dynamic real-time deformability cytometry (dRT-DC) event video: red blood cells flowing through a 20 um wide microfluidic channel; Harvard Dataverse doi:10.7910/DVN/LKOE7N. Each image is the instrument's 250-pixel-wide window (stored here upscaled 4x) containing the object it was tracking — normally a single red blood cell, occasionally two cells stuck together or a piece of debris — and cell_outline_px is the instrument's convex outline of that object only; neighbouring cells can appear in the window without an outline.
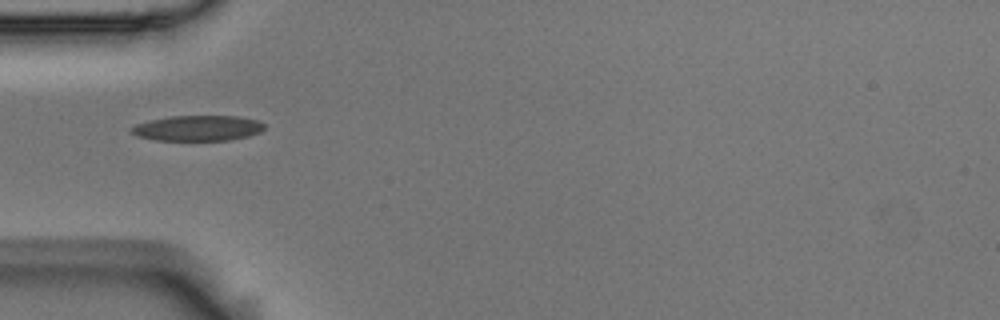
{"species": "Egyptian fruit bat (a non-hibernating species)", "species_latin": "Rousettus aegyptiacus", "temperature_condition": "room temperature", "stored_images_in_passage": 10, "camera_frame_rate_fps": 3000, "um_per_image_px": 0.085, "animal": {"sex": "male"}, "frame": {"image": 1, "passage_image": 5, "time_ms": 1.333, "image_size_px": [1000, 320], "cell_outline_px": [[264, 128], [260, 132], [248, 136], [228, 140], [156, 140], [136, 136], [132, 132], [132, 128], [136, 124], [168, 116], [236, 116], [256, 120], [264, 124]], "centroid_in_image_um": [16.81, 10.89], "position_along_channel_um": 68.2, "area_um2": 19.48}}
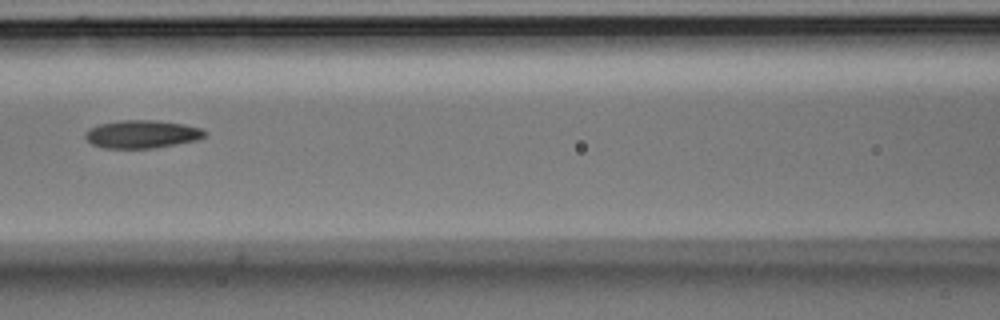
{"frame": {"image": 2, "passage_image": 7, "time_ms": 2.0, "image_size_px": [1000, 320], "cell_outline_px": [[208, 132], [204, 136], [196, 140], [176, 144], [152, 148], [104, 148], [92, 144], [84, 136], [84, 132], [88, 128], [100, 124], [120, 120], [156, 120], [184, 124], [200, 128]], "centroid_in_image_um": [12.04, 11.4], "position_along_channel_um": 154.6, "area_um2": 19.48}}
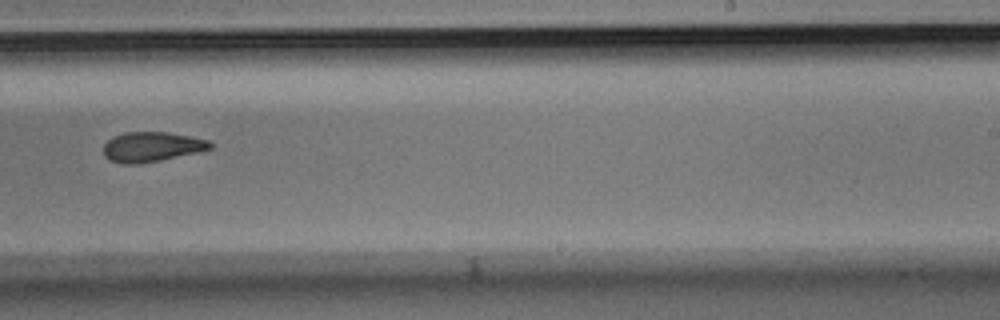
{"frame": {"image": 3, "passage_image": 10, "time_ms": 3.0, "image_size_px": [1000, 320], "cell_outline_px": [[212, 148], [196, 152], [160, 160], [140, 164], [120, 164], [108, 160], [104, 156], [104, 144], [112, 136], [124, 132], [168, 132], [208, 140], [212, 144]], "centroid_in_image_um": [12.83, 12.48], "position_along_channel_um": 276.2, "area_um2": 18.55}}